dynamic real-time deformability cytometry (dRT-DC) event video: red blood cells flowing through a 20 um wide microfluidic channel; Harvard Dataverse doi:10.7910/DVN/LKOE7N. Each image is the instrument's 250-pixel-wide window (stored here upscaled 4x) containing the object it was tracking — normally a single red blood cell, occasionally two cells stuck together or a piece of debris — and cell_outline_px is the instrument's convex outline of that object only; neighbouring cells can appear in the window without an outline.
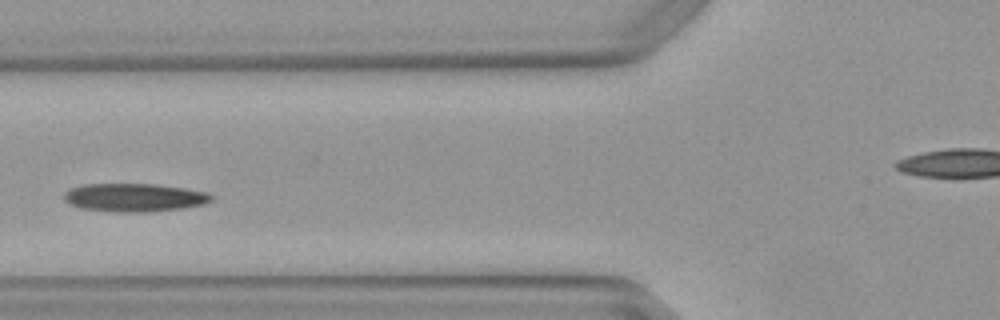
{"species": "Egyptian fruit bat (a non-hibernating species)", "species_latin": "Rousettus aegyptiacus", "temperature_condition": "warm", "stored_images_in_passage": 5, "camera_frame_rate_fps": 3000, "um_per_image_px": 0.085, "animal": {"sex": "female"}, "frame": {"image": 1, "passage_image": 4, "time_ms": 1.0, "image_size_px": [1000, 320], "cell_outline_px": [[212, 200], [204, 204], [184, 208], [148, 212], [116, 212], [80, 208], [64, 200], [64, 192], [68, 188], [80, 184], [156, 184], [184, 188], [208, 192], [212, 196]], "centroid_in_image_um": [11.4, 16.78], "position_along_channel_um": 114.4, "area_um2": 24.45}}